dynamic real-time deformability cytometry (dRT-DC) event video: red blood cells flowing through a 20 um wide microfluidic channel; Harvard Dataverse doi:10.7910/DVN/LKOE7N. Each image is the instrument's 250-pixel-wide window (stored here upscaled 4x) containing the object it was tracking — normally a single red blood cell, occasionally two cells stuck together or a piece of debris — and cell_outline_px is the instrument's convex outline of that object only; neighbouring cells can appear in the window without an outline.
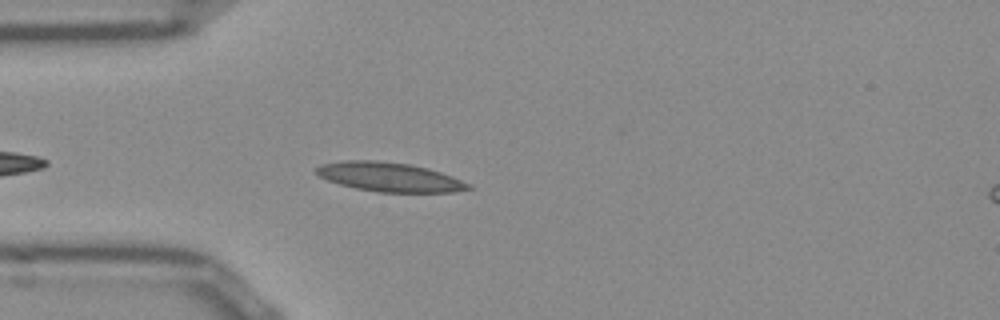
{"species": "Egyptian fruit bat (a non-hibernating species)", "species_latin": "Rousettus aegyptiacus", "temperature_condition": "room temperature", "stored_images_in_passage": 22, "camera_frame_rate_fps": 3000, "um_per_image_px": 0.085, "frame": {"image": 1, "passage_image": 5, "time_ms": 1.333, "image_size_px": [1000, 320], "cell_outline_px": [[472, 188], [452, 192], [376, 192], [356, 188], [340, 184], [328, 180], [320, 176], [316, 172], [316, 168], [320, 164], [344, 160], [376, 160], [408, 164], [428, 168], [452, 176], [472, 184]], "centroid_in_image_um": [33.11, 15.04], "position_along_channel_um": 51.9, "area_um2": 25.78}}
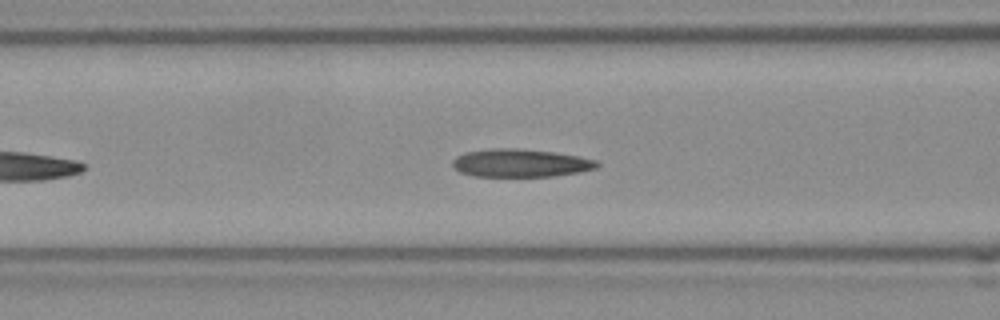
{"frame": {"image": 2, "passage_image": 11, "time_ms": 3.333, "image_size_px": [1000, 320], "cell_outline_px": [[600, 164], [596, 168], [580, 172], [552, 176], [472, 176], [460, 172], [452, 164], [452, 160], [456, 156], [464, 152], [492, 148], [516, 148], [552, 152], [576, 156], [596, 160]], "centroid_in_image_um": [44.21, 13.85], "position_along_channel_um": 122.4, "area_um2": 23.47}}
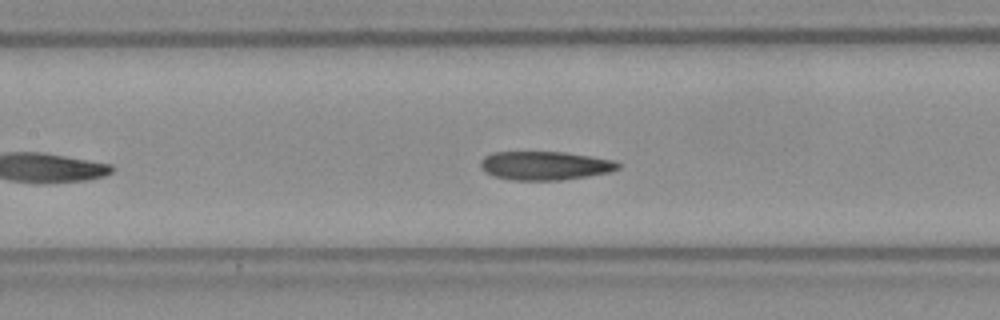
{"frame": {"image": 3, "passage_image": 14, "time_ms": 4.333, "image_size_px": [1000, 320], "cell_outline_px": [[620, 168], [612, 172], [588, 176], [560, 180], [512, 180], [496, 176], [484, 172], [480, 168], [480, 160], [484, 156], [492, 152], [564, 152], [612, 160], [620, 164]], "centroid_in_image_um": [46.29, 14.08], "position_along_channel_um": 161.1, "area_um2": 23.0}}